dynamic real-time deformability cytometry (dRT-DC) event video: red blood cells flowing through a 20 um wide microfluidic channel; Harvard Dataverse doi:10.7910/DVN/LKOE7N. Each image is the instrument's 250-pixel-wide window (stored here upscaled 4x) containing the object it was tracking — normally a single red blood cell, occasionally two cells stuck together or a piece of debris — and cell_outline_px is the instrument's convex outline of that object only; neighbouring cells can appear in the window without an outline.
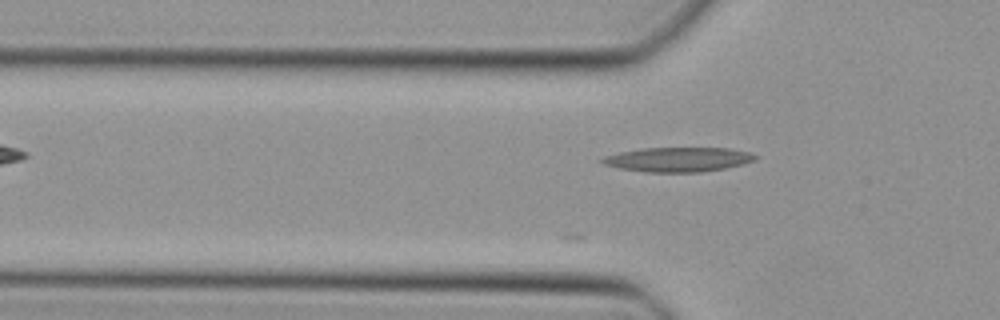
{"species": "Egyptian fruit bat (a non-hibernating species)", "species_latin": "Rousettus aegyptiacus", "temperature_condition": "cold", "stored_images_in_passage": 10, "camera_frame_rate_fps": 3000, "um_per_image_px": 0.085, "animal": {"sex": "female"}, "frame": {"image": 1, "passage_image": 2, "time_ms": 0.333, "image_size_px": [1000, 320], "cell_outline_px": [[760, 156], [756, 160], [744, 164], [724, 168], [700, 172], [644, 172], [620, 168], [604, 164], [600, 160], [604, 156], [620, 152], [640, 148], [728, 148], [748, 152]], "centroid_in_image_um": [57.66, 13.55], "position_along_channel_um": 68.1, "area_um2": 21.85}}
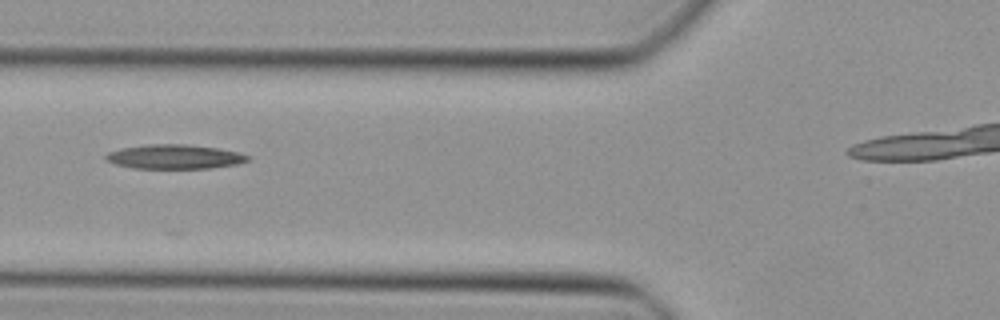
{"frame": {"image": 2, "passage_image": 5, "time_ms": 1.333, "image_size_px": [1000, 320], "cell_outline_px": [[252, 156], [248, 160], [236, 164], [208, 168], [132, 168], [116, 164], [104, 160], [104, 156], [108, 152], [120, 148], [148, 144], [188, 144], [216, 148], [240, 152]], "centroid_in_image_um": [14.81, 13.31], "position_along_channel_um": 111.0, "area_um2": 20.17}}
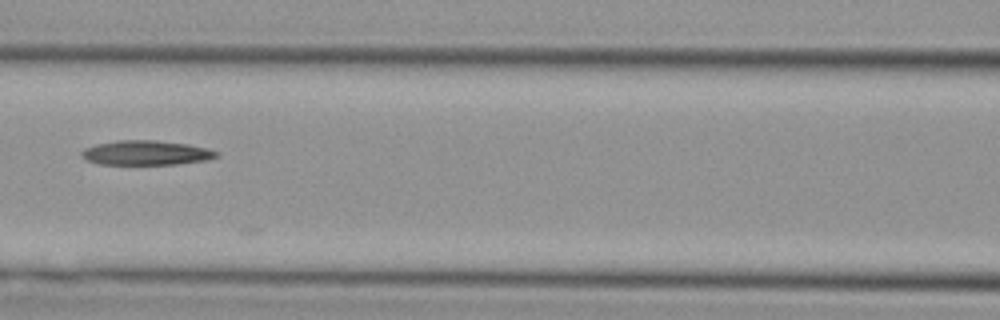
{"frame": {"image": 3, "passage_image": 8, "time_ms": 2.333, "image_size_px": [1000, 320], "cell_outline_px": [[220, 156], [208, 160], [176, 164], [100, 164], [88, 160], [80, 156], [80, 152], [84, 148], [96, 144], [116, 140], [156, 140], [188, 144], [208, 148], [220, 152]], "centroid_in_image_um": [12.45, 12.98], "position_along_channel_um": 154.1, "area_um2": 19.48}}